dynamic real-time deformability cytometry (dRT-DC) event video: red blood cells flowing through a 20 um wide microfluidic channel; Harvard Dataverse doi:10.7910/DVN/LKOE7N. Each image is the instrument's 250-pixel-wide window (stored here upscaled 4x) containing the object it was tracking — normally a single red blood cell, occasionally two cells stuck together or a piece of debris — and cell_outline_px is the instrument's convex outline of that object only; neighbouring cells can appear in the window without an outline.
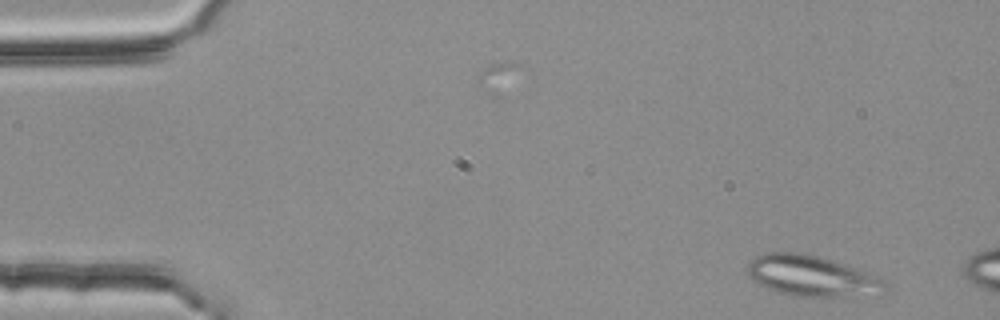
{"species": "common noctule bat (a hibernating species)", "species_latin": "Nyctalus noctula", "temperature_condition": "room temperature", "stored_images_in_passage": 7, "camera_frame_rate_fps": 3000, "um_per_image_px": 0.085, "animal": {"sex": "female", "body_mass_g": 25.1}, "frame": {"image": 1, "passage_image": 1, "time_ms": 0.0, "image_size_px": [1000, 320], "cell_outline_px": [[888, 288], [884, 296], [792, 296], [768, 288], [752, 280], [748, 276], [748, 264], [756, 256], [764, 252], [804, 252], [820, 256], [880, 276], [888, 280]], "centroid_in_image_um": [69.12, 23.46], "position_along_channel_um": 15.9, "area_um2": 33.41}}